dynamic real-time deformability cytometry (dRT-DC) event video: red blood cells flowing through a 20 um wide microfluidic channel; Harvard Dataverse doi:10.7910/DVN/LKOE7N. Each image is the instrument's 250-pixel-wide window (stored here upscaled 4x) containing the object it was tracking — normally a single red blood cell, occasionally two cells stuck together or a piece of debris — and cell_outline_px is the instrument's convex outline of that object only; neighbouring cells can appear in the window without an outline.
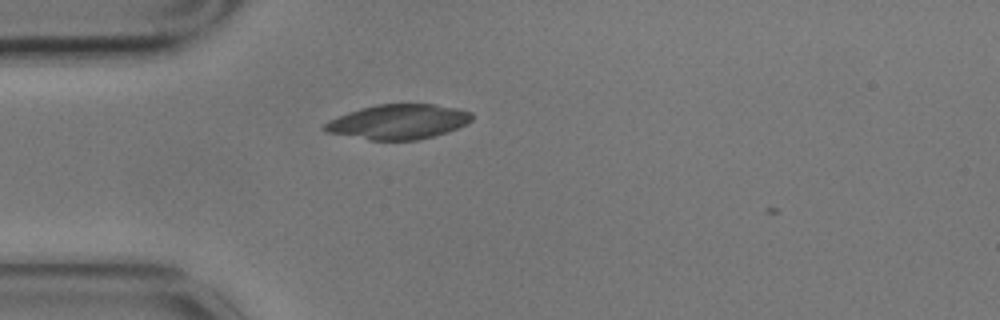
{"species": "common noctule bat (a hibernating species)", "species_latin": "Nyctalus noctula", "temperature_condition": "cold", "stored_images_in_passage": 2, "camera_frame_rate_fps": 3000, "um_per_image_px": 0.085, "animal": {"sex": "male", "body_mass_g": 17.9}, "frame": {"image": 1, "passage_image": 2, "time_ms": 0.333, "image_size_px": [1000, 320], "cell_outline_px": [[472, 120], [448, 132], [420, 140], [368, 140], [324, 132], [320, 128], [328, 120], [348, 112], [360, 108], [376, 104], [436, 104], [456, 108], [472, 112]], "centroid_in_image_um": [33.81, 10.36], "position_along_channel_um": 51.2, "area_um2": 30.11}}